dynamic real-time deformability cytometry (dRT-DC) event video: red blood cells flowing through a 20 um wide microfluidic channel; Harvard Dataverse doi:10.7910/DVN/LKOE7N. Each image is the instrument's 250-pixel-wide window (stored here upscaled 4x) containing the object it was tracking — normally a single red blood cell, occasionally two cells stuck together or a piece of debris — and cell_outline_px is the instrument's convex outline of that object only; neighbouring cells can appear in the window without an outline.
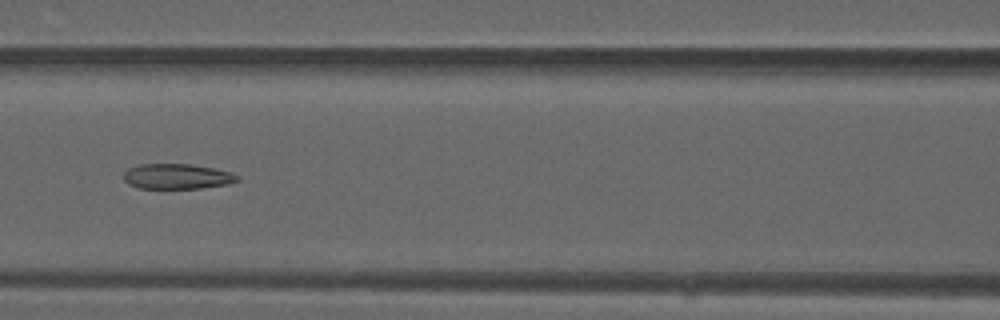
{"species": "common noctule bat (a hibernating species)", "species_latin": "Nyctalus noctula", "temperature_condition": "warm", "stored_images_in_passage": 50, "camera_frame_rate_fps": 3000, "um_per_image_px": 0.085, "animal": {"sex": "male", "forearm_length_mm": 52.5}, "frame": {"image": 1, "passage_image": 22, "time_ms": 7.0, "image_size_px": [1000, 320], "cell_outline_px": [[240, 180], [228, 184], [200, 188], [140, 188], [128, 184], [124, 180], [124, 172], [128, 168], [140, 164], [192, 164], [232, 172], [240, 176]], "centroid_in_image_um": [15.07, 14.99], "position_along_channel_um": 151.5, "area_um2": 16.76}}
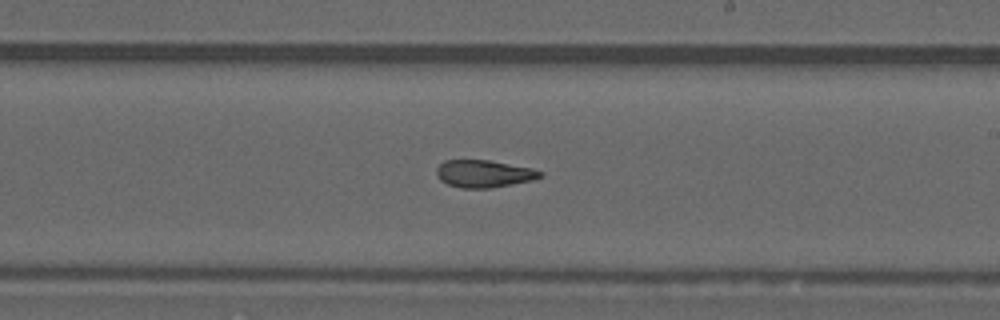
{"frame": {"image": 2, "passage_image": 29, "time_ms": 9.333, "image_size_px": [1000, 320], "cell_outline_px": [[544, 176], [532, 180], [492, 188], [460, 188], [448, 184], [440, 180], [436, 172], [436, 168], [444, 160], [488, 160], [532, 168], [544, 172]], "centroid_in_image_um": [41.14, 14.77], "position_along_channel_um": 247.9, "area_um2": 16.59}}
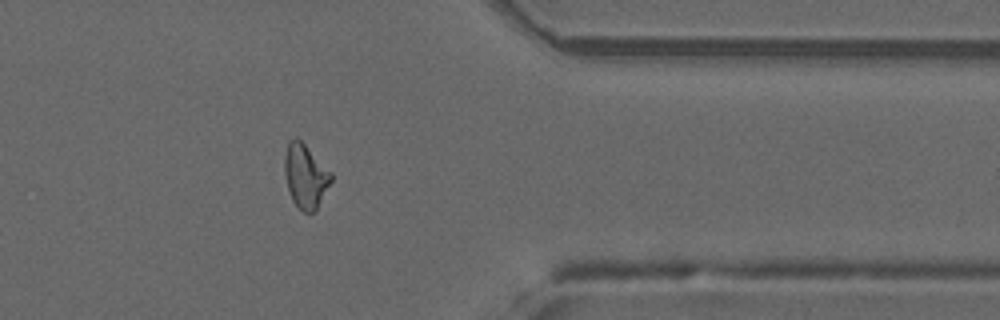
{"frame": {"image": 3, "passage_image": 40, "time_ms": 13.0, "image_size_px": [1000, 320], "cell_outline_px": [[332, 180], [316, 208], [312, 212], [304, 212], [292, 200], [288, 188], [284, 172], [284, 156], [288, 144], [296, 136], [332, 172]], "centroid_in_image_um": [25.95, 14.95], "position_along_channel_um": 385.4, "area_um2": 16.94}, "authors_computed_cell_mechanics": {"area_um2": 18.0914, "velocity_mm_per_s": 4.1429, "shape_relaxation_time_tau1_ms": null, "shape_relaxation_time_tau2_ms": 2.8084, "deformation_change_tau1": null, "deformation_change_tau2": 0.0962}}